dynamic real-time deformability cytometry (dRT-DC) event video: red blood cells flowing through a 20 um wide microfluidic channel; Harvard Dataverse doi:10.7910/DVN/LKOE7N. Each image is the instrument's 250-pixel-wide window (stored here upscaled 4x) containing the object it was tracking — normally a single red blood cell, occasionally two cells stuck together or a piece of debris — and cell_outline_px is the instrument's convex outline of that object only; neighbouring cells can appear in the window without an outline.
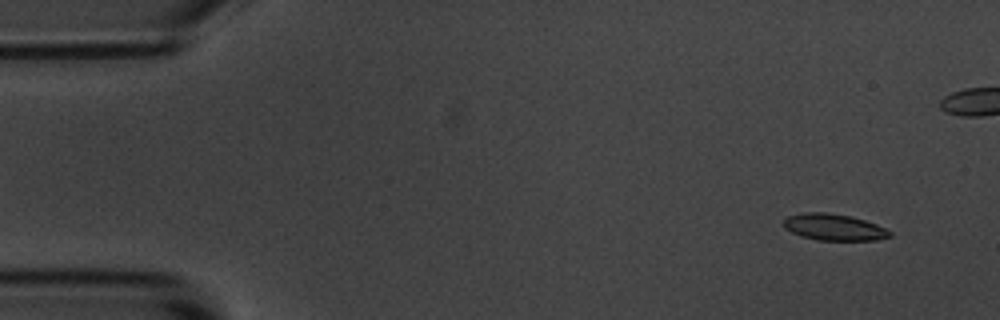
{"species": "common noctule bat (a hibernating species)", "species_latin": "Nyctalus noctula", "temperature_condition": "room temperature", "stored_images_in_passage": 5, "camera_frame_rate_fps": 3000, "um_per_image_px": 0.085, "animal": {"sex": "male", "body_mass_g": 20.1, "forearm_length_mm": 53.5}, "frame": {"image": 1, "passage_image": 1, "time_ms": 0.0, "image_size_px": [1000, 320], "cell_outline_px": [[892, 236], [876, 240], [820, 240], [800, 236], [784, 228], [784, 220], [788, 216], [804, 212], [828, 212], [852, 216], [876, 224], [892, 232]], "centroid_in_image_um": [70.89, 19.3], "position_along_channel_um": 14.1, "area_um2": 16.42}}